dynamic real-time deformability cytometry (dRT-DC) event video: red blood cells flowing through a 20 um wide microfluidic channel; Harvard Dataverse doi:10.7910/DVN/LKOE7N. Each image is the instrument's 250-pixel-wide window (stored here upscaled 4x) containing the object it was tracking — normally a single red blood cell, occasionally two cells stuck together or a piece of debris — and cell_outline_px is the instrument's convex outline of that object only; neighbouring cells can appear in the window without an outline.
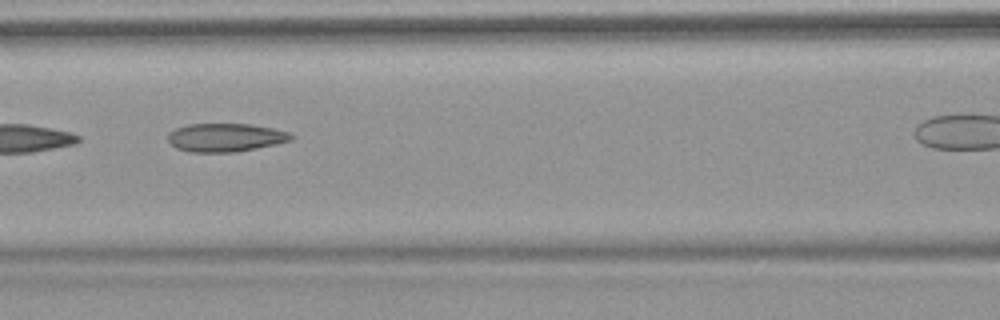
{"species": "common noctule bat (a hibernating species)", "species_latin": "Nyctalus noctula", "temperature_condition": "warm", "stored_images_in_passage": 5, "camera_frame_rate_fps": 3000, "um_per_image_px": 0.085, "animal": {"sex": "female", "body_mass_g": 18.4}, "frame": {"image": 1, "passage_image": 3, "time_ms": 2.333, "image_size_px": [1000, 320], "cell_outline_px": [[296, 136], [292, 140], [276, 144], [236, 152], [188, 152], [176, 148], [168, 140], [168, 132], [176, 128], [188, 124], [248, 124], [272, 128], [288, 132]], "centroid_in_image_um": [19.16, 11.69], "position_along_channel_um": 147.4, "area_um2": 20.4}}
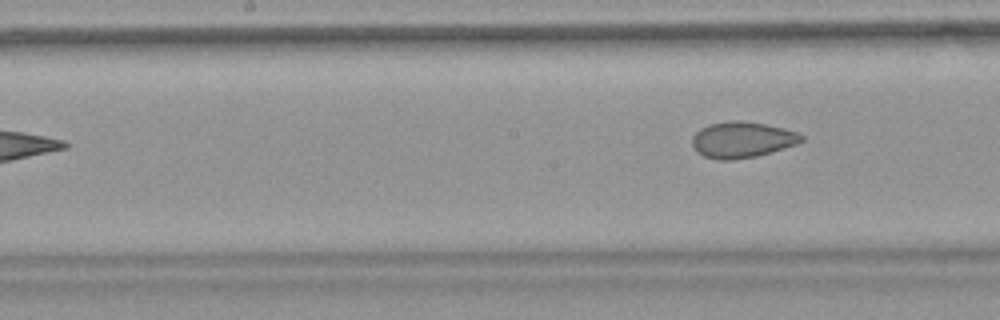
{"frame": {"image": 2, "passage_image": 5, "time_ms": 5.0, "image_size_px": [1000, 320], "cell_outline_px": [[804, 140], [796, 144], [772, 152], [756, 156], [732, 160], [716, 160], [704, 156], [696, 152], [692, 144], [692, 136], [700, 128], [708, 124], [728, 120], [740, 120], [764, 124], [784, 128], [796, 132], [804, 136]], "centroid_in_image_um": [63.05, 11.88], "position_along_channel_um": 185.2, "area_um2": 23.12}}